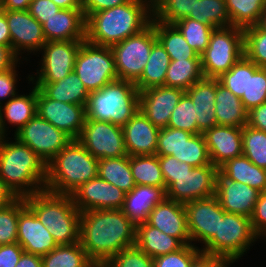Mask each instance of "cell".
<instances>
[{
  "instance_id": "cell-57",
  "label": "cell",
  "mask_w": 266,
  "mask_h": 267,
  "mask_svg": "<svg viewBox=\"0 0 266 267\" xmlns=\"http://www.w3.org/2000/svg\"><path fill=\"white\" fill-rule=\"evenodd\" d=\"M24 252L19 243L0 245V267H15Z\"/></svg>"
},
{
  "instance_id": "cell-14",
  "label": "cell",
  "mask_w": 266,
  "mask_h": 267,
  "mask_svg": "<svg viewBox=\"0 0 266 267\" xmlns=\"http://www.w3.org/2000/svg\"><path fill=\"white\" fill-rule=\"evenodd\" d=\"M218 172L213 164L193 167L191 171L173 178V184L166 190V198L185 204L212 197L216 194Z\"/></svg>"
},
{
  "instance_id": "cell-30",
  "label": "cell",
  "mask_w": 266,
  "mask_h": 267,
  "mask_svg": "<svg viewBox=\"0 0 266 267\" xmlns=\"http://www.w3.org/2000/svg\"><path fill=\"white\" fill-rule=\"evenodd\" d=\"M135 245L153 259L180 249L183 244L147 222L136 225Z\"/></svg>"
},
{
  "instance_id": "cell-24",
  "label": "cell",
  "mask_w": 266,
  "mask_h": 267,
  "mask_svg": "<svg viewBox=\"0 0 266 267\" xmlns=\"http://www.w3.org/2000/svg\"><path fill=\"white\" fill-rule=\"evenodd\" d=\"M127 155H156L160 129L139 111L122 127Z\"/></svg>"
},
{
  "instance_id": "cell-16",
  "label": "cell",
  "mask_w": 266,
  "mask_h": 267,
  "mask_svg": "<svg viewBox=\"0 0 266 267\" xmlns=\"http://www.w3.org/2000/svg\"><path fill=\"white\" fill-rule=\"evenodd\" d=\"M187 228L192 241L206 244L215 234H218L219 215L224 214L218 198L214 195L184 204Z\"/></svg>"
},
{
  "instance_id": "cell-43",
  "label": "cell",
  "mask_w": 266,
  "mask_h": 267,
  "mask_svg": "<svg viewBox=\"0 0 266 267\" xmlns=\"http://www.w3.org/2000/svg\"><path fill=\"white\" fill-rule=\"evenodd\" d=\"M242 140L243 155L253 164L266 169V132L244 125Z\"/></svg>"
},
{
  "instance_id": "cell-59",
  "label": "cell",
  "mask_w": 266,
  "mask_h": 267,
  "mask_svg": "<svg viewBox=\"0 0 266 267\" xmlns=\"http://www.w3.org/2000/svg\"><path fill=\"white\" fill-rule=\"evenodd\" d=\"M247 125L266 132V102L248 111Z\"/></svg>"
},
{
  "instance_id": "cell-31",
  "label": "cell",
  "mask_w": 266,
  "mask_h": 267,
  "mask_svg": "<svg viewBox=\"0 0 266 267\" xmlns=\"http://www.w3.org/2000/svg\"><path fill=\"white\" fill-rule=\"evenodd\" d=\"M34 84L50 99L85 107L87 105L90 93L74 71L61 81Z\"/></svg>"
},
{
  "instance_id": "cell-50",
  "label": "cell",
  "mask_w": 266,
  "mask_h": 267,
  "mask_svg": "<svg viewBox=\"0 0 266 267\" xmlns=\"http://www.w3.org/2000/svg\"><path fill=\"white\" fill-rule=\"evenodd\" d=\"M19 198L0 208V245L17 242Z\"/></svg>"
},
{
  "instance_id": "cell-56",
  "label": "cell",
  "mask_w": 266,
  "mask_h": 267,
  "mask_svg": "<svg viewBox=\"0 0 266 267\" xmlns=\"http://www.w3.org/2000/svg\"><path fill=\"white\" fill-rule=\"evenodd\" d=\"M18 62L10 69L0 73V106L3 104V100L11 99L16 96V84H17V66Z\"/></svg>"
},
{
  "instance_id": "cell-25",
  "label": "cell",
  "mask_w": 266,
  "mask_h": 267,
  "mask_svg": "<svg viewBox=\"0 0 266 267\" xmlns=\"http://www.w3.org/2000/svg\"><path fill=\"white\" fill-rule=\"evenodd\" d=\"M86 19L82 8L60 9L42 25L46 41L85 40Z\"/></svg>"
},
{
  "instance_id": "cell-63",
  "label": "cell",
  "mask_w": 266,
  "mask_h": 267,
  "mask_svg": "<svg viewBox=\"0 0 266 267\" xmlns=\"http://www.w3.org/2000/svg\"><path fill=\"white\" fill-rule=\"evenodd\" d=\"M15 267H42L41 256L23 252Z\"/></svg>"
},
{
  "instance_id": "cell-13",
  "label": "cell",
  "mask_w": 266,
  "mask_h": 267,
  "mask_svg": "<svg viewBox=\"0 0 266 267\" xmlns=\"http://www.w3.org/2000/svg\"><path fill=\"white\" fill-rule=\"evenodd\" d=\"M14 137L30 147L46 164L72 139L36 114Z\"/></svg>"
},
{
  "instance_id": "cell-7",
  "label": "cell",
  "mask_w": 266,
  "mask_h": 267,
  "mask_svg": "<svg viewBox=\"0 0 266 267\" xmlns=\"http://www.w3.org/2000/svg\"><path fill=\"white\" fill-rule=\"evenodd\" d=\"M260 239L251 223V218L227 213L219 215L218 234H215L203 247L202 253L225 258L232 263L250 249L252 243Z\"/></svg>"
},
{
  "instance_id": "cell-37",
  "label": "cell",
  "mask_w": 266,
  "mask_h": 267,
  "mask_svg": "<svg viewBox=\"0 0 266 267\" xmlns=\"http://www.w3.org/2000/svg\"><path fill=\"white\" fill-rule=\"evenodd\" d=\"M42 267H94L80 242L71 245H58L41 257Z\"/></svg>"
},
{
  "instance_id": "cell-11",
  "label": "cell",
  "mask_w": 266,
  "mask_h": 267,
  "mask_svg": "<svg viewBox=\"0 0 266 267\" xmlns=\"http://www.w3.org/2000/svg\"><path fill=\"white\" fill-rule=\"evenodd\" d=\"M77 140L98 159L127 155L122 127L110 122L85 118Z\"/></svg>"
},
{
  "instance_id": "cell-48",
  "label": "cell",
  "mask_w": 266,
  "mask_h": 267,
  "mask_svg": "<svg viewBox=\"0 0 266 267\" xmlns=\"http://www.w3.org/2000/svg\"><path fill=\"white\" fill-rule=\"evenodd\" d=\"M195 107L191 98L184 93L179 103L173 109L167 127L186 130L192 134H201L197 128Z\"/></svg>"
},
{
  "instance_id": "cell-47",
  "label": "cell",
  "mask_w": 266,
  "mask_h": 267,
  "mask_svg": "<svg viewBox=\"0 0 266 267\" xmlns=\"http://www.w3.org/2000/svg\"><path fill=\"white\" fill-rule=\"evenodd\" d=\"M218 81L238 98L247 97L248 59L243 56Z\"/></svg>"
},
{
  "instance_id": "cell-28",
  "label": "cell",
  "mask_w": 266,
  "mask_h": 267,
  "mask_svg": "<svg viewBox=\"0 0 266 267\" xmlns=\"http://www.w3.org/2000/svg\"><path fill=\"white\" fill-rule=\"evenodd\" d=\"M31 90L29 95L17 94L0 106V132L3 136H7L6 120L16 126V133L37 114V87L33 86Z\"/></svg>"
},
{
  "instance_id": "cell-53",
  "label": "cell",
  "mask_w": 266,
  "mask_h": 267,
  "mask_svg": "<svg viewBox=\"0 0 266 267\" xmlns=\"http://www.w3.org/2000/svg\"><path fill=\"white\" fill-rule=\"evenodd\" d=\"M158 159L165 180L166 190L173 184V178L178 177L181 173H187L193 168L190 164L178 161L173 156H158Z\"/></svg>"
},
{
  "instance_id": "cell-2",
  "label": "cell",
  "mask_w": 266,
  "mask_h": 267,
  "mask_svg": "<svg viewBox=\"0 0 266 267\" xmlns=\"http://www.w3.org/2000/svg\"><path fill=\"white\" fill-rule=\"evenodd\" d=\"M153 3L130 0L123 5L92 13L86 18L85 40L111 47L140 33L151 24Z\"/></svg>"
},
{
  "instance_id": "cell-34",
  "label": "cell",
  "mask_w": 266,
  "mask_h": 267,
  "mask_svg": "<svg viewBox=\"0 0 266 267\" xmlns=\"http://www.w3.org/2000/svg\"><path fill=\"white\" fill-rule=\"evenodd\" d=\"M170 62L169 54L157 40L152 46L148 62L141 77L135 82L138 91L141 92L152 87L164 86Z\"/></svg>"
},
{
  "instance_id": "cell-61",
  "label": "cell",
  "mask_w": 266,
  "mask_h": 267,
  "mask_svg": "<svg viewBox=\"0 0 266 267\" xmlns=\"http://www.w3.org/2000/svg\"><path fill=\"white\" fill-rule=\"evenodd\" d=\"M20 60L11 47L0 44V73L12 68Z\"/></svg>"
},
{
  "instance_id": "cell-21",
  "label": "cell",
  "mask_w": 266,
  "mask_h": 267,
  "mask_svg": "<svg viewBox=\"0 0 266 267\" xmlns=\"http://www.w3.org/2000/svg\"><path fill=\"white\" fill-rule=\"evenodd\" d=\"M259 195L260 192L255 188L227 179L218 172L215 196L225 212L251 218Z\"/></svg>"
},
{
  "instance_id": "cell-32",
  "label": "cell",
  "mask_w": 266,
  "mask_h": 267,
  "mask_svg": "<svg viewBox=\"0 0 266 267\" xmlns=\"http://www.w3.org/2000/svg\"><path fill=\"white\" fill-rule=\"evenodd\" d=\"M219 171L227 179L247 184L259 192L266 191V169L253 164L244 155L227 161Z\"/></svg>"
},
{
  "instance_id": "cell-38",
  "label": "cell",
  "mask_w": 266,
  "mask_h": 267,
  "mask_svg": "<svg viewBox=\"0 0 266 267\" xmlns=\"http://www.w3.org/2000/svg\"><path fill=\"white\" fill-rule=\"evenodd\" d=\"M130 169L136 185L162 187L166 191L157 155L130 156Z\"/></svg>"
},
{
  "instance_id": "cell-67",
  "label": "cell",
  "mask_w": 266,
  "mask_h": 267,
  "mask_svg": "<svg viewBox=\"0 0 266 267\" xmlns=\"http://www.w3.org/2000/svg\"><path fill=\"white\" fill-rule=\"evenodd\" d=\"M259 25L262 28L266 29V7L264 8V11L262 13V16H261V20L259 22Z\"/></svg>"
},
{
  "instance_id": "cell-26",
  "label": "cell",
  "mask_w": 266,
  "mask_h": 267,
  "mask_svg": "<svg viewBox=\"0 0 266 267\" xmlns=\"http://www.w3.org/2000/svg\"><path fill=\"white\" fill-rule=\"evenodd\" d=\"M165 198L162 187L136 185L126 193L122 211L135 225L145 223L151 210Z\"/></svg>"
},
{
  "instance_id": "cell-36",
  "label": "cell",
  "mask_w": 266,
  "mask_h": 267,
  "mask_svg": "<svg viewBox=\"0 0 266 267\" xmlns=\"http://www.w3.org/2000/svg\"><path fill=\"white\" fill-rule=\"evenodd\" d=\"M203 78L201 59L171 60L164 86L186 91Z\"/></svg>"
},
{
  "instance_id": "cell-1",
  "label": "cell",
  "mask_w": 266,
  "mask_h": 267,
  "mask_svg": "<svg viewBox=\"0 0 266 267\" xmlns=\"http://www.w3.org/2000/svg\"><path fill=\"white\" fill-rule=\"evenodd\" d=\"M136 225L122 209L81 212L79 242L96 265L135 245Z\"/></svg>"
},
{
  "instance_id": "cell-35",
  "label": "cell",
  "mask_w": 266,
  "mask_h": 267,
  "mask_svg": "<svg viewBox=\"0 0 266 267\" xmlns=\"http://www.w3.org/2000/svg\"><path fill=\"white\" fill-rule=\"evenodd\" d=\"M97 176L115 185L125 193L130 192L136 186L130 169L129 155L119 158L99 159Z\"/></svg>"
},
{
  "instance_id": "cell-58",
  "label": "cell",
  "mask_w": 266,
  "mask_h": 267,
  "mask_svg": "<svg viewBox=\"0 0 266 267\" xmlns=\"http://www.w3.org/2000/svg\"><path fill=\"white\" fill-rule=\"evenodd\" d=\"M130 0H81V8L85 19L92 13L123 5Z\"/></svg>"
},
{
  "instance_id": "cell-12",
  "label": "cell",
  "mask_w": 266,
  "mask_h": 267,
  "mask_svg": "<svg viewBox=\"0 0 266 267\" xmlns=\"http://www.w3.org/2000/svg\"><path fill=\"white\" fill-rule=\"evenodd\" d=\"M85 40L48 41L42 51L41 67L35 77L28 75V81L35 83H54L61 81L73 72L77 52ZM39 71V72H38Z\"/></svg>"
},
{
  "instance_id": "cell-19",
  "label": "cell",
  "mask_w": 266,
  "mask_h": 267,
  "mask_svg": "<svg viewBox=\"0 0 266 267\" xmlns=\"http://www.w3.org/2000/svg\"><path fill=\"white\" fill-rule=\"evenodd\" d=\"M17 243L24 252L44 256L58 246L33 211L26 205L24 198H19V217Z\"/></svg>"
},
{
  "instance_id": "cell-44",
  "label": "cell",
  "mask_w": 266,
  "mask_h": 267,
  "mask_svg": "<svg viewBox=\"0 0 266 267\" xmlns=\"http://www.w3.org/2000/svg\"><path fill=\"white\" fill-rule=\"evenodd\" d=\"M198 0H154L153 18L158 21L173 24L187 18Z\"/></svg>"
},
{
  "instance_id": "cell-27",
  "label": "cell",
  "mask_w": 266,
  "mask_h": 267,
  "mask_svg": "<svg viewBox=\"0 0 266 267\" xmlns=\"http://www.w3.org/2000/svg\"><path fill=\"white\" fill-rule=\"evenodd\" d=\"M185 93L195 107L197 128L203 133L217 125L215 118L216 79L203 78L194 83Z\"/></svg>"
},
{
  "instance_id": "cell-65",
  "label": "cell",
  "mask_w": 266,
  "mask_h": 267,
  "mask_svg": "<svg viewBox=\"0 0 266 267\" xmlns=\"http://www.w3.org/2000/svg\"><path fill=\"white\" fill-rule=\"evenodd\" d=\"M18 197L6 186L5 182L0 178V208L10 205Z\"/></svg>"
},
{
  "instance_id": "cell-9",
  "label": "cell",
  "mask_w": 266,
  "mask_h": 267,
  "mask_svg": "<svg viewBox=\"0 0 266 267\" xmlns=\"http://www.w3.org/2000/svg\"><path fill=\"white\" fill-rule=\"evenodd\" d=\"M74 73L93 92L118 79L111 47L83 41L75 58Z\"/></svg>"
},
{
  "instance_id": "cell-23",
  "label": "cell",
  "mask_w": 266,
  "mask_h": 267,
  "mask_svg": "<svg viewBox=\"0 0 266 267\" xmlns=\"http://www.w3.org/2000/svg\"><path fill=\"white\" fill-rule=\"evenodd\" d=\"M147 223L177 238L183 245L191 244L183 203L165 198L151 210Z\"/></svg>"
},
{
  "instance_id": "cell-49",
  "label": "cell",
  "mask_w": 266,
  "mask_h": 267,
  "mask_svg": "<svg viewBox=\"0 0 266 267\" xmlns=\"http://www.w3.org/2000/svg\"><path fill=\"white\" fill-rule=\"evenodd\" d=\"M192 135V133L186 130L171 127L161 128L158 134L156 155L179 158L181 145Z\"/></svg>"
},
{
  "instance_id": "cell-46",
  "label": "cell",
  "mask_w": 266,
  "mask_h": 267,
  "mask_svg": "<svg viewBox=\"0 0 266 267\" xmlns=\"http://www.w3.org/2000/svg\"><path fill=\"white\" fill-rule=\"evenodd\" d=\"M178 161L193 167L212 164L203 134H193L179 149Z\"/></svg>"
},
{
  "instance_id": "cell-66",
  "label": "cell",
  "mask_w": 266,
  "mask_h": 267,
  "mask_svg": "<svg viewBox=\"0 0 266 267\" xmlns=\"http://www.w3.org/2000/svg\"><path fill=\"white\" fill-rule=\"evenodd\" d=\"M61 9L81 8V0H52Z\"/></svg>"
},
{
  "instance_id": "cell-52",
  "label": "cell",
  "mask_w": 266,
  "mask_h": 267,
  "mask_svg": "<svg viewBox=\"0 0 266 267\" xmlns=\"http://www.w3.org/2000/svg\"><path fill=\"white\" fill-rule=\"evenodd\" d=\"M106 267H154V260L136 245L127 247L113 256Z\"/></svg>"
},
{
  "instance_id": "cell-41",
  "label": "cell",
  "mask_w": 266,
  "mask_h": 267,
  "mask_svg": "<svg viewBox=\"0 0 266 267\" xmlns=\"http://www.w3.org/2000/svg\"><path fill=\"white\" fill-rule=\"evenodd\" d=\"M184 36L187 43L198 55H201L207 46L214 27L190 18H183L173 23Z\"/></svg>"
},
{
  "instance_id": "cell-5",
  "label": "cell",
  "mask_w": 266,
  "mask_h": 267,
  "mask_svg": "<svg viewBox=\"0 0 266 267\" xmlns=\"http://www.w3.org/2000/svg\"><path fill=\"white\" fill-rule=\"evenodd\" d=\"M24 200L58 245L79 242L81 212L71 195L43 190L25 197Z\"/></svg>"
},
{
  "instance_id": "cell-18",
  "label": "cell",
  "mask_w": 266,
  "mask_h": 267,
  "mask_svg": "<svg viewBox=\"0 0 266 267\" xmlns=\"http://www.w3.org/2000/svg\"><path fill=\"white\" fill-rule=\"evenodd\" d=\"M80 212L122 209L126 193L98 176L82 184L71 194Z\"/></svg>"
},
{
  "instance_id": "cell-68",
  "label": "cell",
  "mask_w": 266,
  "mask_h": 267,
  "mask_svg": "<svg viewBox=\"0 0 266 267\" xmlns=\"http://www.w3.org/2000/svg\"><path fill=\"white\" fill-rule=\"evenodd\" d=\"M94 267H106L105 265H95Z\"/></svg>"
},
{
  "instance_id": "cell-64",
  "label": "cell",
  "mask_w": 266,
  "mask_h": 267,
  "mask_svg": "<svg viewBox=\"0 0 266 267\" xmlns=\"http://www.w3.org/2000/svg\"><path fill=\"white\" fill-rule=\"evenodd\" d=\"M32 0H0L4 10H28Z\"/></svg>"
},
{
  "instance_id": "cell-22",
  "label": "cell",
  "mask_w": 266,
  "mask_h": 267,
  "mask_svg": "<svg viewBox=\"0 0 266 267\" xmlns=\"http://www.w3.org/2000/svg\"><path fill=\"white\" fill-rule=\"evenodd\" d=\"M202 134L210 160L218 169L232 158L243 155L242 127L216 125Z\"/></svg>"
},
{
  "instance_id": "cell-4",
  "label": "cell",
  "mask_w": 266,
  "mask_h": 267,
  "mask_svg": "<svg viewBox=\"0 0 266 267\" xmlns=\"http://www.w3.org/2000/svg\"><path fill=\"white\" fill-rule=\"evenodd\" d=\"M98 165L99 159L77 139H72L46 164L45 190L71 195L82 184L97 177Z\"/></svg>"
},
{
  "instance_id": "cell-6",
  "label": "cell",
  "mask_w": 266,
  "mask_h": 267,
  "mask_svg": "<svg viewBox=\"0 0 266 267\" xmlns=\"http://www.w3.org/2000/svg\"><path fill=\"white\" fill-rule=\"evenodd\" d=\"M86 118L123 127L139 111V91L134 82L117 79L90 92Z\"/></svg>"
},
{
  "instance_id": "cell-20",
  "label": "cell",
  "mask_w": 266,
  "mask_h": 267,
  "mask_svg": "<svg viewBox=\"0 0 266 267\" xmlns=\"http://www.w3.org/2000/svg\"><path fill=\"white\" fill-rule=\"evenodd\" d=\"M184 93L182 89L167 86L149 88L139 92V109L156 127L166 128Z\"/></svg>"
},
{
  "instance_id": "cell-42",
  "label": "cell",
  "mask_w": 266,
  "mask_h": 267,
  "mask_svg": "<svg viewBox=\"0 0 266 267\" xmlns=\"http://www.w3.org/2000/svg\"><path fill=\"white\" fill-rule=\"evenodd\" d=\"M241 101L248 111L266 102V68L258 67L250 60H248L247 97H242Z\"/></svg>"
},
{
  "instance_id": "cell-8",
  "label": "cell",
  "mask_w": 266,
  "mask_h": 267,
  "mask_svg": "<svg viewBox=\"0 0 266 267\" xmlns=\"http://www.w3.org/2000/svg\"><path fill=\"white\" fill-rule=\"evenodd\" d=\"M243 56V28L230 26L214 29L209 45L200 55L204 78L218 79Z\"/></svg>"
},
{
  "instance_id": "cell-45",
  "label": "cell",
  "mask_w": 266,
  "mask_h": 267,
  "mask_svg": "<svg viewBox=\"0 0 266 267\" xmlns=\"http://www.w3.org/2000/svg\"><path fill=\"white\" fill-rule=\"evenodd\" d=\"M244 56L258 67H266V29L259 24L243 29Z\"/></svg>"
},
{
  "instance_id": "cell-29",
  "label": "cell",
  "mask_w": 266,
  "mask_h": 267,
  "mask_svg": "<svg viewBox=\"0 0 266 267\" xmlns=\"http://www.w3.org/2000/svg\"><path fill=\"white\" fill-rule=\"evenodd\" d=\"M215 118L217 125L243 127L247 125L248 110L241 99L216 79Z\"/></svg>"
},
{
  "instance_id": "cell-10",
  "label": "cell",
  "mask_w": 266,
  "mask_h": 267,
  "mask_svg": "<svg viewBox=\"0 0 266 267\" xmlns=\"http://www.w3.org/2000/svg\"><path fill=\"white\" fill-rule=\"evenodd\" d=\"M156 41L152 18L151 24L143 31L112 45L118 79L135 83L141 77Z\"/></svg>"
},
{
  "instance_id": "cell-33",
  "label": "cell",
  "mask_w": 266,
  "mask_h": 267,
  "mask_svg": "<svg viewBox=\"0 0 266 267\" xmlns=\"http://www.w3.org/2000/svg\"><path fill=\"white\" fill-rule=\"evenodd\" d=\"M154 29L157 40L169 54L171 60L201 59L174 24H167L154 18Z\"/></svg>"
},
{
  "instance_id": "cell-15",
  "label": "cell",
  "mask_w": 266,
  "mask_h": 267,
  "mask_svg": "<svg viewBox=\"0 0 266 267\" xmlns=\"http://www.w3.org/2000/svg\"><path fill=\"white\" fill-rule=\"evenodd\" d=\"M37 114L71 139H78L86 118L85 106L50 99L39 88Z\"/></svg>"
},
{
  "instance_id": "cell-55",
  "label": "cell",
  "mask_w": 266,
  "mask_h": 267,
  "mask_svg": "<svg viewBox=\"0 0 266 267\" xmlns=\"http://www.w3.org/2000/svg\"><path fill=\"white\" fill-rule=\"evenodd\" d=\"M60 9L52 0H32L28 11L43 25L47 19L54 16Z\"/></svg>"
},
{
  "instance_id": "cell-54",
  "label": "cell",
  "mask_w": 266,
  "mask_h": 267,
  "mask_svg": "<svg viewBox=\"0 0 266 267\" xmlns=\"http://www.w3.org/2000/svg\"><path fill=\"white\" fill-rule=\"evenodd\" d=\"M252 227L256 235L266 238V191L260 192L251 216Z\"/></svg>"
},
{
  "instance_id": "cell-62",
  "label": "cell",
  "mask_w": 266,
  "mask_h": 267,
  "mask_svg": "<svg viewBox=\"0 0 266 267\" xmlns=\"http://www.w3.org/2000/svg\"><path fill=\"white\" fill-rule=\"evenodd\" d=\"M0 44L11 47V35L9 26L4 14V9L0 3Z\"/></svg>"
},
{
  "instance_id": "cell-3",
  "label": "cell",
  "mask_w": 266,
  "mask_h": 267,
  "mask_svg": "<svg viewBox=\"0 0 266 267\" xmlns=\"http://www.w3.org/2000/svg\"><path fill=\"white\" fill-rule=\"evenodd\" d=\"M14 140L0 139V178L18 198H25L45 190L46 163L26 144Z\"/></svg>"
},
{
  "instance_id": "cell-17",
  "label": "cell",
  "mask_w": 266,
  "mask_h": 267,
  "mask_svg": "<svg viewBox=\"0 0 266 267\" xmlns=\"http://www.w3.org/2000/svg\"><path fill=\"white\" fill-rule=\"evenodd\" d=\"M11 35V48L14 54L21 58L22 53L40 52L47 42L42 25L28 10H4ZM24 51V52H22ZM21 53V55H20Z\"/></svg>"
},
{
  "instance_id": "cell-39",
  "label": "cell",
  "mask_w": 266,
  "mask_h": 267,
  "mask_svg": "<svg viewBox=\"0 0 266 267\" xmlns=\"http://www.w3.org/2000/svg\"><path fill=\"white\" fill-rule=\"evenodd\" d=\"M231 26L247 28L259 24L266 0H226Z\"/></svg>"
},
{
  "instance_id": "cell-40",
  "label": "cell",
  "mask_w": 266,
  "mask_h": 267,
  "mask_svg": "<svg viewBox=\"0 0 266 267\" xmlns=\"http://www.w3.org/2000/svg\"><path fill=\"white\" fill-rule=\"evenodd\" d=\"M187 18L205 23L215 29L231 26L226 0H198Z\"/></svg>"
},
{
  "instance_id": "cell-60",
  "label": "cell",
  "mask_w": 266,
  "mask_h": 267,
  "mask_svg": "<svg viewBox=\"0 0 266 267\" xmlns=\"http://www.w3.org/2000/svg\"><path fill=\"white\" fill-rule=\"evenodd\" d=\"M230 263L225 258L201 253L190 267H229Z\"/></svg>"
},
{
  "instance_id": "cell-51",
  "label": "cell",
  "mask_w": 266,
  "mask_h": 267,
  "mask_svg": "<svg viewBox=\"0 0 266 267\" xmlns=\"http://www.w3.org/2000/svg\"><path fill=\"white\" fill-rule=\"evenodd\" d=\"M183 245L180 249L154 258V267H190L202 253L196 245Z\"/></svg>"
}]
</instances>
